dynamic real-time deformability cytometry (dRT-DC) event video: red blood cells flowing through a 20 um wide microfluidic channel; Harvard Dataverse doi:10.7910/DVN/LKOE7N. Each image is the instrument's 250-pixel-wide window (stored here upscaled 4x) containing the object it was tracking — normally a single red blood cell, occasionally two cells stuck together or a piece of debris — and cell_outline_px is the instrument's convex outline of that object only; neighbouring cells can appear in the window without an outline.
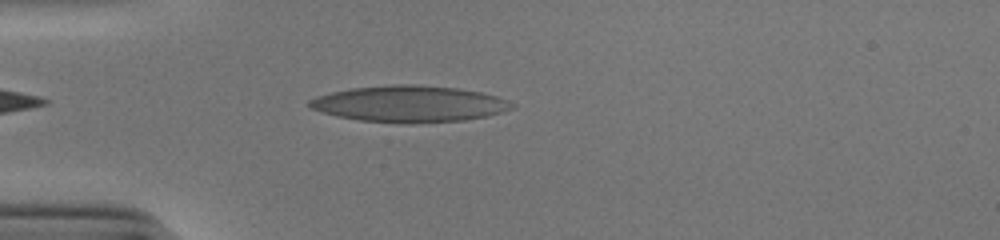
{"species": "human", "species_latin": "Homo sapiens", "temperature_condition": "cold", "stored_images_in_passage": 37, "camera_frame_rate_fps": 3000, "um_per_image_px": 0.085, "donor": {"sex": "male"}, "frame": {"image": 1, "passage_image": 3, "time_ms": 0.667, "image_size_px": [1000, 240], "cell_outline_px": [[516, 108], [504, 112], [488, 116], [464, 120], [412, 124], [360, 120], [336, 116], [308, 108], [308, 100], [316, 96], [332, 92], [352, 88], [392, 84], [412, 84], [456, 88], [480, 92], [496, 96], [508, 100], [516, 104]], "centroid_in_image_um": [34.82, 8.83], "position_along_channel_um": 50.2, "area_um2": 43.23}}
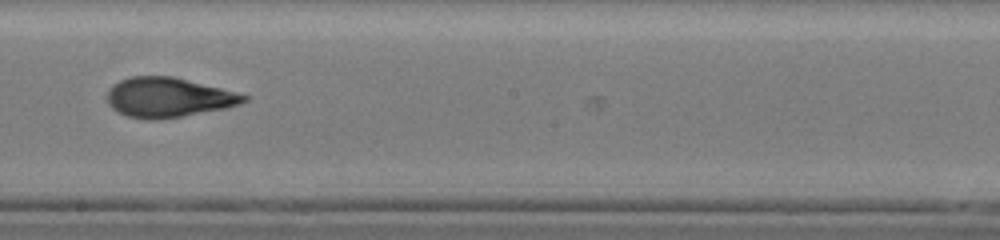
{"frame": {"image": 2, "passage_image": 17, "time_ms": 5.333, "image_size_px": [1000, 240], "cell_outline_px": [[248, 100], [240, 104], [224, 108], [180, 116], [156, 120], [148, 120], [128, 116], [116, 112], [108, 104], [108, 92], [112, 84], [120, 80], [132, 76], [172, 76], [236, 92], [248, 96]], "centroid_in_image_um": [14.27, 8.28], "position_along_channel_um": 233.9, "area_um2": 31.33}}
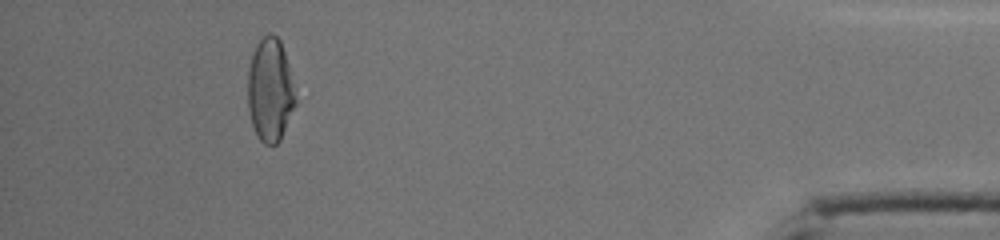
{"frame": {"image": 3, "passage_image": 35, "time_ms": 11.333, "image_size_px": [1000, 240], "cell_outline_px": [[296, 104], [280, 140], [272, 148], [264, 144], [260, 140], [252, 124], [248, 108], [248, 68], [252, 52], [256, 44], [268, 32], [272, 32], [280, 40], [288, 64], [296, 96]], "centroid_in_image_um": [22.95, 7.66], "position_along_channel_um": 412.2, "area_um2": 28.9}}